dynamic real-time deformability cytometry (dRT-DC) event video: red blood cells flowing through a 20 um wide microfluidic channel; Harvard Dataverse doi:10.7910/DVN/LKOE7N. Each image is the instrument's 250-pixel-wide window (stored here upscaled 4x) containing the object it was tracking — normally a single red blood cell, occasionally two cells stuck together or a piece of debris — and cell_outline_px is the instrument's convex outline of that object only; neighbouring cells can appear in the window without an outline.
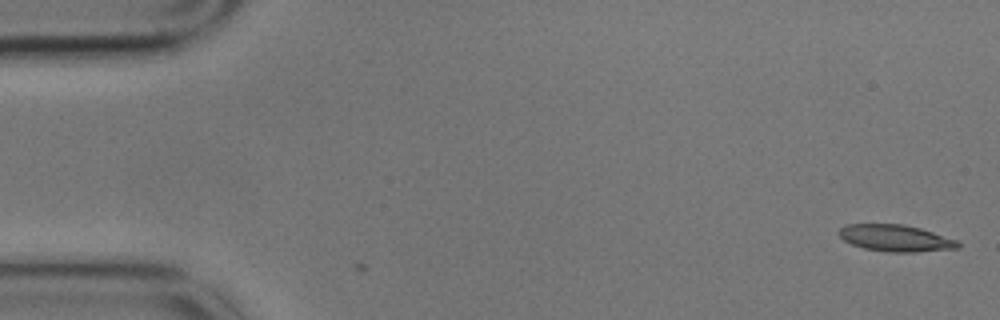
{"species": "common noctule bat (a hibernating species)", "species_latin": "Nyctalus noctula", "temperature_condition": "cold", "stored_images_in_passage": 5, "camera_frame_rate_fps": 3000, "um_per_image_px": 0.085, "animal": {"sex": "male", "body_mass_g": 17.9}, "frame": {"image": 1, "passage_image": 1, "time_ms": 0.0, "image_size_px": [1000, 320], "cell_outline_px": [[960, 248], [916, 252], [888, 252], [864, 248], [852, 244], [844, 240], [836, 232], [840, 228], [848, 224], [904, 224], [920, 228], [956, 240], [960, 244]], "centroid_in_image_um": [76.11, 20.24], "position_along_channel_um": 8.9, "area_um2": 18.44}}
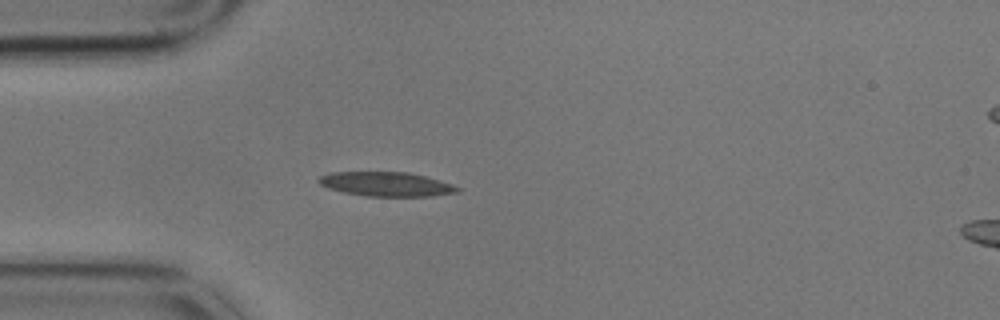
{"frame": {"image": 2, "passage_image": 5, "time_ms": 1.333, "image_size_px": [1000, 320], "cell_outline_px": [[460, 192], [432, 196], [368, 196], [344, 192], [328, 188], [320, 184], [316, 180], [320, 176], [328, 172], [408, 172], [440, 180], [452, 184], [460, 188]], "centroid_in_image_um": [32.83, 15.65], "position_along_channel_um": 52.2, "area_um2": 19.65}}